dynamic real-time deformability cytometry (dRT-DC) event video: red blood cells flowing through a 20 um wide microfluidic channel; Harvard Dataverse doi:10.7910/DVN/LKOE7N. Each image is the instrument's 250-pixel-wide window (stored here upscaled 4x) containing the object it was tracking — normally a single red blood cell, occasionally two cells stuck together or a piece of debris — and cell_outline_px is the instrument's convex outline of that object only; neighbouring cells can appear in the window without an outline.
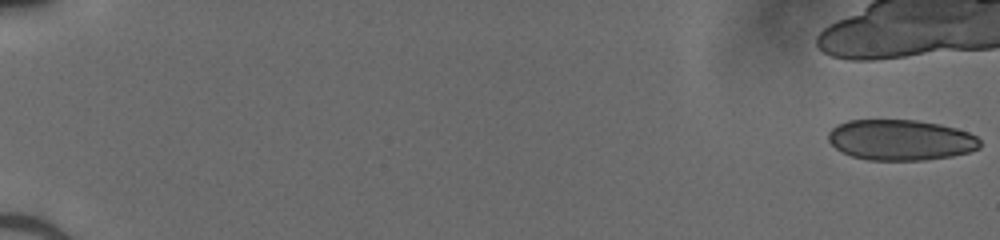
{"species": "human", "species_latin": "Homo sapiens", "temperature_condition": "cold", "stored_images_in_passage": 14, "camera_frame_rate_fps": 3000, "um_per_image_px": 0.085, "donor": {"sex": "male"}, "frame": {"image": 1, "passage_image": 1, "time_ms": 0.0, "image_size_px": [1000, 240], "cell_outline_px": [[980, 148], [968, 152], [952, 156], [924, 160], [868, 160], [852, 156], [836, 148], [828, 140], [828, 132], [836, 124], [848, 120], [916, 120], [940, 124], [956, 128], [968, 132], [976, 136], [980, 140]], "centroid_in_image_um": [76.55, 11.89], "position_along_channel_um": 8.4, "area_um2": 36.01}}